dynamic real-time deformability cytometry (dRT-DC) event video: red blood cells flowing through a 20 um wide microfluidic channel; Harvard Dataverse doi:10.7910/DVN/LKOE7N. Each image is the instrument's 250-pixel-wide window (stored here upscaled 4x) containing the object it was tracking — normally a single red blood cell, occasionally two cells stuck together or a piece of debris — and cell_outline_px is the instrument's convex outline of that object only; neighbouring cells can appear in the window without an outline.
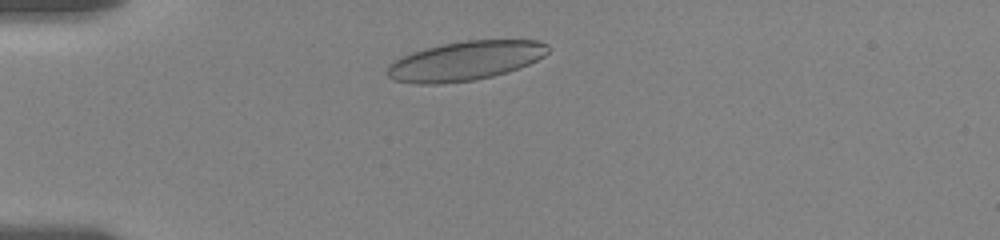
{"species": "human", "species_latin": "Homo sapiens", "temperature_condition": "room temperature", "stored_images_in_passage": 9, "camera_frame_rate_fps": 3000, "um_per_image_px": 0.085, "donor": {"sex": "female"}, "frame": {"image": 1, "passage_image": 3, "time_ms": 1.0, "image_size_px": [1000, 240], "cell_outline_px": [[552, 48], [544, 56], [528, 64], [508, 72], [476, 80], [440, 84], [416, 84], [396, 80], [388, 76], [388, 64], [412, 52], [444, 44], [464, 40], [536, 40], [548, 44]], "centroid_in_image_um": [39.59, 5.17], "position_along_channel_um": 45.4, "area_um2": 36.59}}
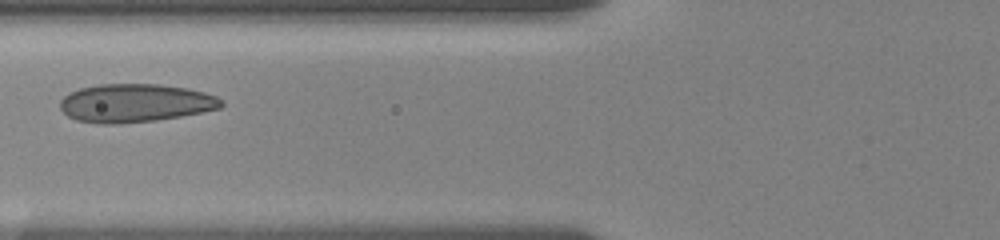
{"frame": {"image": 2, "passage_image": 8, "time_ms": 3.667, "image_size_px": [1000, 240], "cell_outline_px": [[224, 104], [220, 108], [180, 116], [156, 120], [116, 124], [100, 124], [76, 120], [68, 116], [60, 108], [60, 100], [68, 92], [80, 88], [100, 84], [156, 84], [184, 88], [204, 92], [216, 96]], "centroid_in_image_um": [11.44, 8.76], "position_along_channel_um": 114.4, "area_um2": 35.84}}